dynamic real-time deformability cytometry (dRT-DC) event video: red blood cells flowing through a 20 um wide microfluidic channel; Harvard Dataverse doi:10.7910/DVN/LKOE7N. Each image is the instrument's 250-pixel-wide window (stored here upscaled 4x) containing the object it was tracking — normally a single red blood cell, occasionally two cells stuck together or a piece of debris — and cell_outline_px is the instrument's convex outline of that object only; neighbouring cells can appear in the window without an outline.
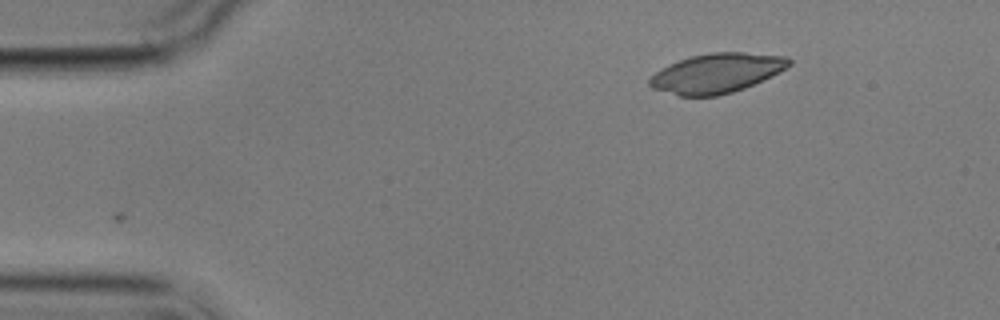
{"species": "common noctule bat (a hibernating species)", "species_latin": "Nyctalus noctula", "temperature_condition": "cold", "stored_images_in_passage": 3, "camera_frame_rate_fps": 3000, "um_per_image_px": 0.085, "animal": {"sex": "male", "body_mass_g": 17.9}, "frame": {"image": 1, "passage_image": 3, "time_ms": 2.333, "image_size_px": [1000, 320], "cell_outline_px": [[792, 64], [772, 76], [744, 88], [732, 92], [716, 96], [680, 96], [652, 88], [648, 84], [648, 80], [660, 68], [668, 64], [692, 56], [712, 52], [744, 52], [788, 56], [792, 60]], "centroid_in_image_um": [60.93, 6.21], "position_along_channel_um": 24.1, "area_um2": 32.14}}